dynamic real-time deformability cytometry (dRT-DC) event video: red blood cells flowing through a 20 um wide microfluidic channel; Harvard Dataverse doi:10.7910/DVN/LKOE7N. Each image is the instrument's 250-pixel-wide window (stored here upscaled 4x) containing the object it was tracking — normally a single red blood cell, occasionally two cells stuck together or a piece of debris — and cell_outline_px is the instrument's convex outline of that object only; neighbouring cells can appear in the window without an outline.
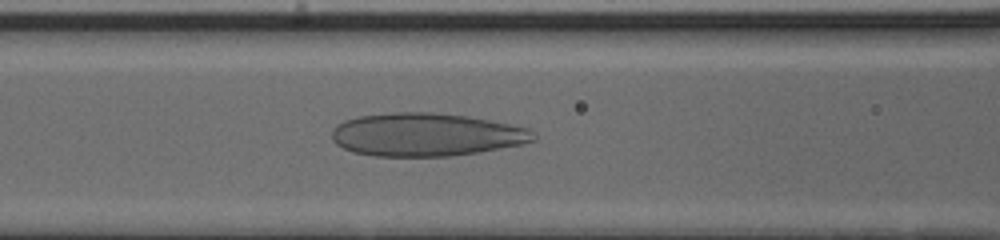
{"species": "human", "species_latin": "Homo sapiens", "temperature_condition": "cold", "stored_images_in_passage": 35, "camera_frame_rate_fps": 3000, "um_per_image_px": 0.085, "donor": {"sex": "male"}, "frame": {"image": 1, "passage_image": 6, "time_ms": 1.667, "image_size_px": [1000, 240], "cell_outline_px": [[536, 140], [524, 144], [476, 152], [448, 156], [376, 156], [352, 152], [336, 144], [332, 140], [332, 128], [336, 124], [344, 120], [360, 116], [392, 112], [432, 112], [468, 116], [528, 128], [536, 132]], "centroid_in_image_um": [36.21, 11.44], "position_along_channel_um": 130.4, "area_um2": 50.75}}
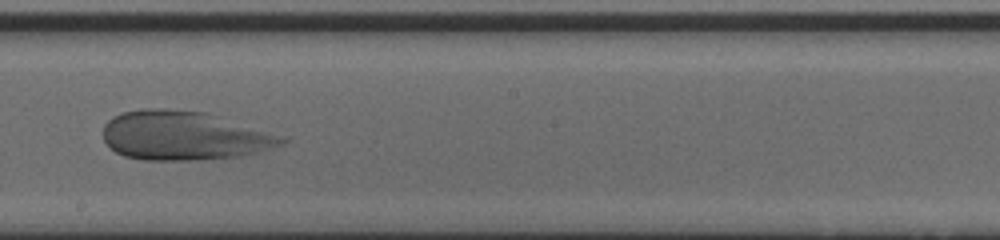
{"frame": {"image": 2, "passage_image": 14, "time_ms": 4.333, "image_size_px": [1000, 240], "cell_outline_px": [[288, 140], [284, 144], [256, 152], [240, 156], [204, 160], [144, 160], [124, 156], [116, 152], [104, 140], [104, 124], [112, 116], [120, 112], [140, 108], [168, 108], [208, 112]], "centroid_in_image_um": [15.54, 11.52], "position_along_channel_um": 232.7, "area_um2": 50.81}}
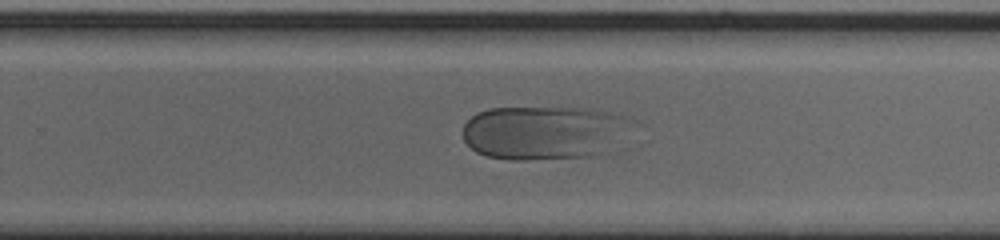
{"frame": {"image": 3, "passage_image": 18, "time_ms": 5.667, "image_size_px": [1000, 240], "cell_outline_px": [[636, 120], [596, 156], [524, 160], [508, 160], [488, 156], [476, 152], [464, 140], [464, 124], [472, 116], [488, 108], [584, 108], [608, 112], [624, 116]], "centroid_in_image_um": [46.15, 11.26], "position_along_channel_um": 283.7, "area_um2": 52.14}}